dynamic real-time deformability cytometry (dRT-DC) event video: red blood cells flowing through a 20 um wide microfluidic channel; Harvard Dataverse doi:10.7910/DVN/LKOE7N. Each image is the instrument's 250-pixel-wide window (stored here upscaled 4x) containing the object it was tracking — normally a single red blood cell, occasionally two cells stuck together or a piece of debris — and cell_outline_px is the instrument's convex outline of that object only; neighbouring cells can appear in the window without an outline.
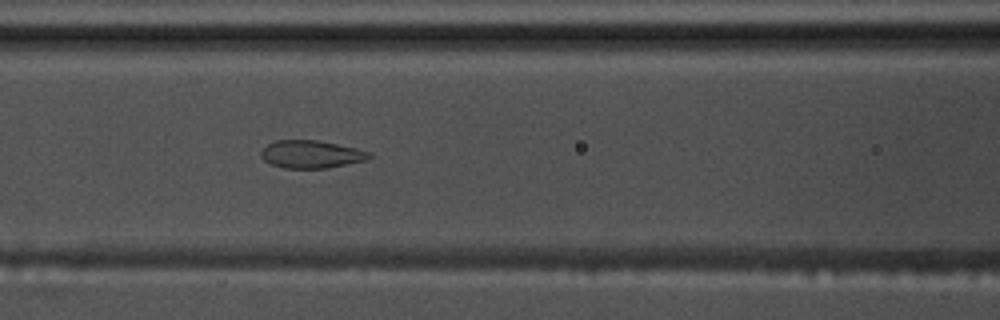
{"species": "common noctule bat (a hibernating species)", "species_latin": "Nyctalus noctula", "temperature_condition": "warm", "stored_images_in_passage": 42, "camera_frame_rate_fps": 3000, "um_per_image_px": 0.085, "animal": {"sex": "male", "body_mass_g": 17.5, "forearm_length_mm": 52.3}, "frame": {"image": 1, "passage_image": 11, "time_ms": 3.333, "image_size_px": [1000, 320], "cell_outline_px": [[372, 156], [368, 160], [328, 168], [284, 168], [272, 164], [264, 160], [260, 156], [260, 152], [268, 144], [276, 140], [316, 140], [356, 148], [368, 152]], "centroid_in_image_um": [26.45, 13.12], "position_along_channel_um": 140.2, "area_um2": 17.4}}
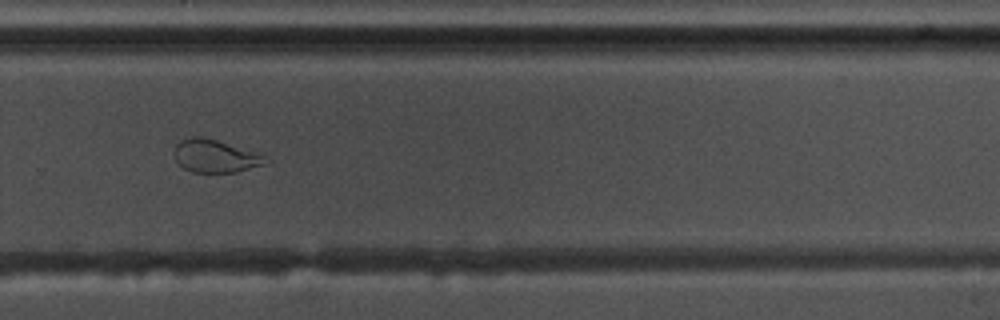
{"frame": {"image": 2, "passage_image": 25, "time_ms": 8.0, "image_size_px": [1000, 320], "cell_outline_px": [[272, 160], [264, 164], [236, 172], [192, 172], [184, 168], [176, 160], [176, 144], [180, 140], [192, 136], [200, 136], [264, 152]], "centroid_in_image_um": [18.42, 13.25], "position_along_channel_um": 311.4, "area_um2": 17.8}}
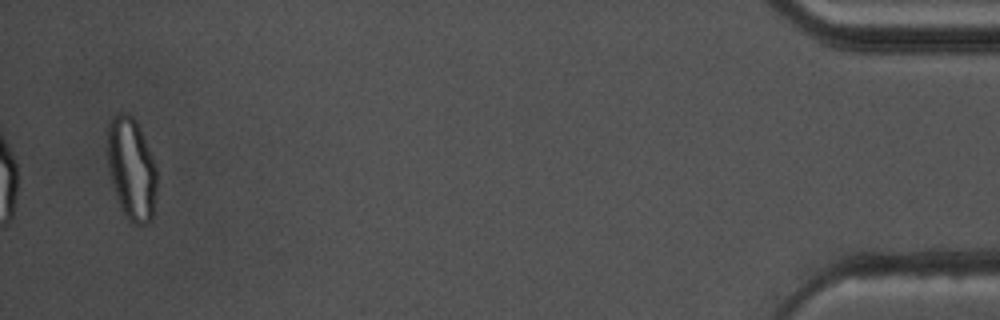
{"frame": {"image": 3, "passage_image": 41, "time_ms": 13.333, "image_size_px": [1000, 320], "cell_outline_px": [[156, 192], [152, 220], [144, 224], [132, 224], [124, 216], [112, 184], [108, 168], [104, 148], [108, 120], [112, 116], [120, 112], [124, 112], [132, 116], [136, 120], [156, 168]], "centroid_in_image_um": [11.11, 14.31], "position_along_channel_um": 424.1, "area_um2": 30.0}, "authors_computed_cell_mechanics": {"area_um2": 19.7965, "velocity_mm_per_s": 3.6819, "shape_relaxation_time_tau1_ms": null, "shape_relaxation_time_tau2_ms": 0.9218, "deformation_change_tau1": null, "deformation_change_tau2": 0.0711}}